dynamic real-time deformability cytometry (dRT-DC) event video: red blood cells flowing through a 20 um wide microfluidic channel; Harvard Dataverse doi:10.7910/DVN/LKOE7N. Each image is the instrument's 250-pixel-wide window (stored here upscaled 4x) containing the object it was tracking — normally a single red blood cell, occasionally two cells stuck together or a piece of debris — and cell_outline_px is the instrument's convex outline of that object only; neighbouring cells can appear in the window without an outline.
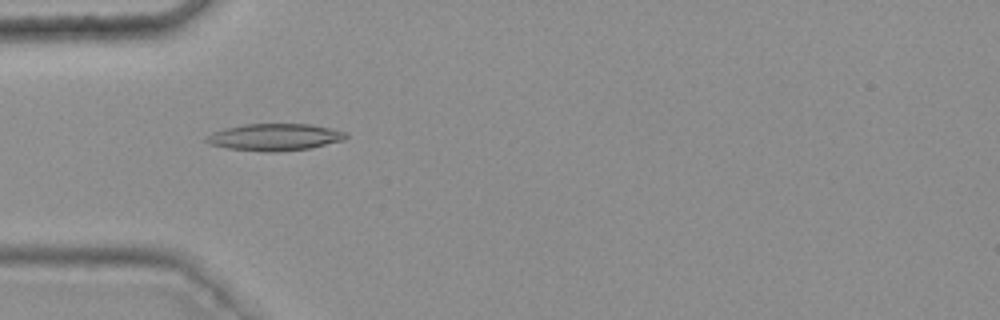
{"species": "common noctule bat (a hibernating species)", "species_latin": "Nyctalus noctula", "temperature_condition": "warm", "stored_images_in_passage": 43, "camera_frame_rate_fps": 3000, "um_per_image_px": 0.085, "animal": {"sex": "female", "body_mass_g": 25.1}, "frame": {"image": 1, "passage_image": 11, "time_ms": 3.333, "image_size_px": [1000, 320], "cell_outline_px": [[348, 136], [344, 140], [312, 148], [276, 152], [264, 152], [228, 148], [212, 144], [204, 140], [204, 136], [212, 132], [224, 128], [244, 124], [312, 124], [348, 132]], "centroid_in_image_um": [23.37, 11.65], "position_along_channel_um": 61.6, "area_um2": 22.14}}
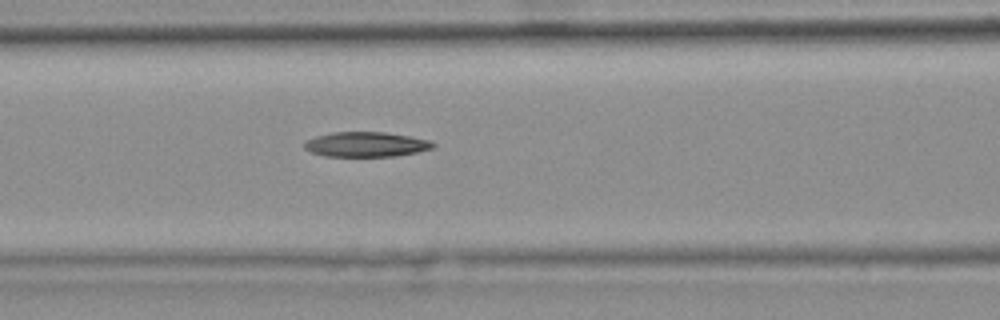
{"frame": {"image": 2, "passage_image": 17, "time_ms": 5.333, "image_size_px": [1000, 320], "cell_outline_px": [[436, 144], [432, 148], [416, 152], [396, 156], [324, 156], [312, 152], [304, 148], [304, 144], [308, 140], [316, 136], [332, 132], [388, 132], [428, 140]], "centroid_in_image_um": [31.11, 12.27], "position_along_channel_um": 135.5, "area_um2": 18.5}}
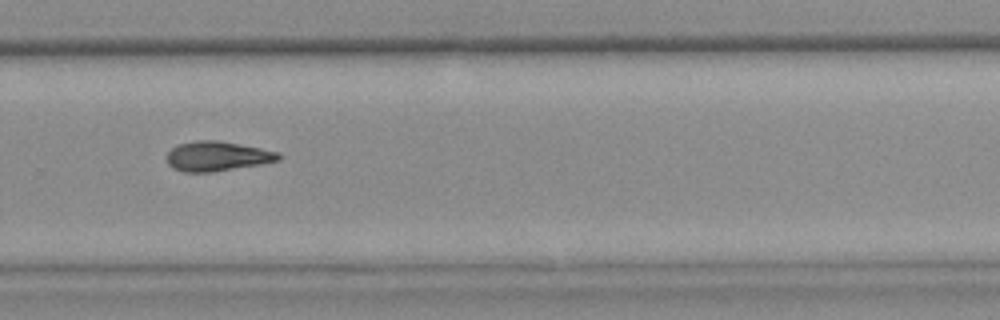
{"frame": {"image": 3, "passage_image": 31, "time_ms": 10.0, "image_size_px": [1000, 320], "cell_outline_px": [[280, 160], [260, 164], [208, 172], [184, 172], [172, 168], [168, 164], [168, 152], [176, 144], [196, 140], [216, 140], [260, 148], [280, 152]], "centroid_in_image_um": [18.44, 13.27], "position_along_channel_um": 311.4, "area_um2": 19.13}}